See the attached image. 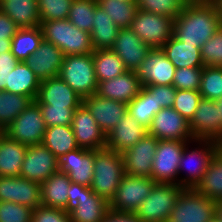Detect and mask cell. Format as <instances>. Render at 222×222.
I'll return each instance as SVG.
<instances>
[{"label": "cell", "instance_id": "obj_1", "mask_svg": "<svg viewBox=\"0 0 222 222\" xmlns=\"http://www.w3.org/2000/svg\"><path fill=\"white\" fill-rule=\"evenodd\" d=\"M220 25L221 18L212 0L185 2L174 20L173 35L186 44L201 48Z\"/></svg>", "mask_w": 222, "mask_h": 222}, {"label": "cell", "instance_id": "obj_2", "mask_svg": "<svg viewBox=\"0 0 222 222\" xmlns=\"http://www.w3.org/2000/svg\"><path fill=\"white\" fill-rule=\"evenodd\" d=\"M222 145L213 140L194 139L183 149L178 168V184L183 189H195L204 177L209 162Z\"/></svg>", "mask_w": 222, "mask_h": 222}, {"label": "cell", "instance_id": "obj_3", "mask_svg": "<svg viewBox=\"0 0 222 222\" xmlns=\"http://www.w3.org/2000/svg\"><path fill=\"white\" fill-rule=\"evenodd\" d=\"M40 27L44 40L59 47L64 56L95 51L90 33L74 26L68 19L41 22Z\"/></svg>", "mask_w": 222, "mask_h": 222}, {"label": "cell", "instance_id": "obj_4", "mask_svg": "<svg viewBox=\"0 0 222 222\" xmlns=\"http://www.w3.org/2000/svg\"><path fill=\"white\" fill-rule=\"evenodd\" d=\"M93 172L91 190L110 202L126 174L122 154L106 148L94 151Z\"/></svg>", "mask_w": 222, "mask_h": 222}, {"label": "cell", "instance_id": "obj_5", "mask_svg": "<svg viewBox=\"0 0 222 222\" xmlns=\"http://www.w3.org/2000/svg\"><path fill=\"white\" fill-rule=\"evenodd\" d=\"M59 77L65 81L82 99L97 91L93 53L64 56Z\"/></svg>", "mask_w": 222, "mask_h": 222}, {"label": "cell", "instance_id": "obj_6", "mask_svg": "<svg viewBox=\"0 0 222 222\" xmlns=\"http://www.w3.org/2000/svg\"><path fill=\"white\" fill-rule=\"evenodd\" d=\"M182 190L179 184L155 183L135 215L141 222H167Z\"/></svg>", "mask_w": 222, "mask_h": 222}, {"label": "cell", "instance_id": "obj_7", "mask_svg": "<svg viewBox=\"0 0 222 222\" xmlns=\"http://www.w3.org/2000/svg\"><path fill=\"white\" fill-rule=\"evenodd\" d=\"M216 214V200L199 194L195 189H183L167 222H210Z\"/></svg>", "mask_w": 222, "mask_h": 222}, {"label": "cell", "instance_id": "obj_8", "mask_svg": "<svg viewBox=\"0 0 222 222\" xmlns=\"http://www.w3.org/2000/svg\"><path fill=\"white\" fill-rule=\"evenodd\" d=\"M155 183L152 177H139L126 173L109 202L110 210L135 214Z\"/></svg>", "mask_w": 222, "mask_h": 222}, {"label": "cell", "instance_id": "obj_9", "mask_svg": "<svg viewBox=\"0 0 222 222\" xmlns=\"http://www.w3.org/2000/svg\"><path fill=\"white\" fill-rule=\"evenodd\" d=\"M129 28L151 49L162 48L173 36L174 20L138 9Z\"/></svg>", "mask_w": 222, "mask_h": 222}, {"label": "cell", "instance_id": "obj_10", "mask_svg": "<svg viewBox=\"0 0 222 222\" xmlns=\"http://www.w3.org/2000/svg\"><path fill=\"white\" fill-rule=\"evenodd\" d=\"M46 125L39 105L33 101L6 128L5 134L26 146L41 144Z\"/></svg>", "mask_w": 222, "mask_h": 222}, {"label": "cell", "instance_id": "obj_11", "mask_svg": "<svg viewBox=\"0 0 222 222\" xmlns=\"http://www.w3.org/2000/svg\"><path fill=\"white\" fill-rule=\"evenodd\" d=\"M189 141L158 140L151 177L156 183L178 184V168Z\"/></svg>", "mask_w": 222, "mask_h": 222}, {"label": "cell", "instance_id": "obj_12", "mask_svg": "<svg viewBox=\"0 0 222 222\" xmlns=\"http://www.w3.org/2000/svg\"><path fill=\"white\" fill-rule=\"evenodd\" d=\"M58 171L59 159L43 143L27 147L20 177L41 184Z\"/></svg>", "mask_w": 222, "mask_h": 222}, {"label": "cell", "instance_id": "obj_13", "mask_svg": "<svg viewBox=\"0 0 222 222\" xmlns=\"http://www.w3.org/2000/svg\"><path fill=\"white\" fill-rule=\"evenodd\" d=\"M189 128L193 139L213 140L222 145L221 118L215 100L200 99Z\"/></svg>", "mask_w": 222, "mask_h": 222}, {"label": "cell", "instance_id": "obj_14", "mask_svg": "<svg viewBox=\"0 0 222 222\" xmlns=\"http://www.w3.org/2000/svg\"><path fill=\"white\" fill-rule=\"evenodd\" d=\"M147 133L158 140L192 141L189 121L173 108H162L154 118Z\"/></svg>", "mask_w": 222, "mask_h": 222}, {"label": "cell", "instance_id": "obj_15", "mask_svg": "<svg viewBox=\"0 0 222 222\" xmlns=\"http://www.w3.org/2000/svg\"><path fill=\"white\" fill-rule=\"evenodd\" d=\"M176 68L161 48L150 49L135 71L142 86L172 85Z\"/></svg>", "mask_w": 222, "mask_h": 222}, {"label": "cell", "instance_id": "obj_16", "mask_svg": "<svg viewBox=\"0 0 222 222\" xmlns=\"http://www.w3.org/2000/svg\"><path fill=\"white\" fill-rule=\"evenodd\" d=\"M71 126L80 148L98 151L106 147L105 133L83 103L74 111Z\"/></svg>", "mask_w": 222, "mask_h": 222}, {"label": "cell", "instance_id": "obj_17", "mask_svg": "<svg viewBox=\"0 0 222 222\" xmlns=\"http://www.w3.org/2000/svg\"><path fill=\"white\" fill-rule=\"evenodd\" d=\"M157 146L158 139L146 133L135 145L122 152L125 172L133 176L151 177Z\"/></svg>", "mask_w": 222, "mask_h": 222}, {"label": "cell", "instance_id": "obj_18", "mask_svg": "<svg viewBox=\"0 0 222 222\" xmlns=\"http://www.w3.org/2000/svg\"><path fill=\"white\" fill-rule=\"evenodd\" d=\"M0 201L18 203L36 209L42 205L40 183L20 176H0Z\"/></svg>", "mask_w": 222, "mask_h": 222}, {"label": "cell", "instance_id": "obj_19", "mask_svg": "<svg viewBox=\"0 0 222 222\" xmlns=\"http://www.w3.org/2000/svg\"><path fill=\"white\" fill-rule=\"evenodd\" d=\"M37 104L53 107L78 108L83 99L59 76L40 81Z\"/></svg>", "mask_w": 222, "mask_h": 222}, {"label": "cell", "instance_id": "obj_20", "mask_svg": "<svg viewBox=\"0 0 222 222\" xmlns=\"http://www.w3.org/2000/svg\"><path fill=\"white\" fill-rule=\"evenodd\" d=\"M83 104L96 120L100 129L107 135L127 114V104L108 98H103L96 93L84 98Z\"/></svg>", "mask_w": 222, "mask_h": 222}, {"label": "cell", "instance_id": "obj_21", "mask_svg": "<svg viewBox=\"0 0 222 222\" xmlns=\"http://www.w3.org/2000/svg\"><path fill=\"white\" fill-rule=\"evenodd\" d=\"M151 48L129 27L118 30L111 50L122 60L127 71H136Z\"/></svg>", "mask_w": 222, "mask_h": 222}, {"label": "cell", "instance_id": "obj_22", "mask_svg": "<svg viewBox=\"0 0 222 222\" xmlns=\"http://www.w3.org/2000/svg\"><path fill=\"white\" fill-rule=\"evenodd\" d=\"M94 151L77 148L59 159V171L65 172L71 182L91 187Z\"/></svg>", "mask_w": 222, "mask_h": 222}, {"label": "cell", "instance_id": "obj_23", "mask_svg": "<svg viewBox=\"0 0 222 222\" xmlns=\"http://www.w3.org/2000/svg\"><path fill=\"white\" fill-rule=\"evenodd\" d=\"M64 54L54 44L42 40L39 48L25 61L40 80L59 76Z\"/></svg>", "mask_w": 222, "mask_h": 222}, {"label": "cell", "instance_id": "obj_24", "mask_svg": "<svg viewBox=\"0 0 222 222\" xmlns=\"http://www.w3.org/2000/svg\"><path fill=\"white\" fill-rule=\"evenodd\" d=\"M146 133L147 128L127 112L106 135L105 148L121 154L140 141Z\"/></svg>", "mask_w": 222, "mask_h": 222}, {"label": "cell", "instance_id": "obj_25", "mask_svg": "<svg viewBox=\"0 0 222 222\" xmlns=\"http://www.w3.org/2000/svg\"><path fill=\"white\" fill-rule=\"evenodd\" d=\"M142 84L134 71L98 83L96 94L129 104L140 92Z\"/></svg>", "mask_w": 222, "mask_h": 222}, {"label": "cell", "instance_id": "obj_26", "mask_svg": "<svg viewBox=\"0 0 222 222\" xmlns=\"http://www.w3.org/2000/svg\"><path fill=\"white\" fill-rule=\"evenodd\" d=\"M109 210V202L105 198L85 187L78 206L69 214L72 222H102Z\"/></svg>", "mask_w": 222, "mask_h": 222}, {"label": "cell", "instance_id": "obj_27", "mask_svg": "<svg viewBox=\"0 0 222 222\" xmlns=\"http://www.w3.org/2000/svg\"><path fill=\"white\" fill-rule=\"evenodd\" d=\"M0 11L8 15L19 28L41 25L37 0H0Z\"/></svg>", "mask_w": 222, "mask_h": 222}, {"label": "cell", "instance_id": "obj_28", "mask_svg": "<svg viewBox=\"0 0 222 222\" xmlns=\"http://www.w3.org/2000/svg\"><path fill=\"white\" fill-rule=\"evenodd\" d=\"M166 57L175 66V68L191 67L203 68L204 64L201 58L199 47L186 44L177 39L174 35L161 48Z\"/></svg>", "mask_w": 222, "mask_h": 222}, {"label": "cell", "instance_id": "obj_29", "mask_svg": "<svg viewBox=\"0 0 222 222\" xmlns=\"http://www.w3.org/2000/svg\"><path fill=\"white\" fill-rule=\"evenodd\" d=\"M40 86V80L35 76L28 64L19 61L16 67L9 72L5 90L9 93L28 96L35 101Z\"/></svg>", "mask_w": 222, "mask_h": 222}, {"label": "cell", "instance_id": "obj_30", "mask_svg": "<svg viewBox=\"0 0 222 222\" xmlns=\"http://www.w3.org/2000/svg\"><path fill=\"white\" fill-rule=\"evenodd\" d=\"M71 180L65 172H55L41 186L42 205L64 209L68 202V188Z\"/></svg>", "mask_w": 222, "mask_h": 222}, {"label": "cell", "instance_id": "obj_31", "mask_svg": "<svg viewBox=\"0 0 222 222\" xmlns=\"http://www.w3.org/2000/svg\"><path fill=\"white\" fill-rule=\"evenodd\" d=\"M27 147L5 134L0 142V176H20Z\"/></svg>", "mask_w": 222, "mask_h": 222}, {"label": "cell", "instance_id": "obj_32", "mask_svg": "<svg viewBox=\"0 0 222 222\" xmlns=\"http://www.w3.org/2000/svg\"><path fill=\"white\" fill-rule=\"evenodd\" d=\"M93 17V28L90 32L93 48L95 50L111 49L120 28L99 5L95 8Z\"/></svg>", "mask_w": 222, "mask_h": 222}, {"label": "cell", "instance_id": "obj_33", "mask_svg": "<svg viewBox=\"0 0 222 222\" xmlns=\"http://www.w3.org/2000/svg\"><path fill=\"white\" fill-rule=\"evenodd\" d=\"M195 190L209 199L222 200V146L213 155Z\"/></svg>", "mask_w": 222, "mask_h": 222}, {"label": "cell", "instance_id": "obj_34", "mask_svg": "<svg viewBox=\"0 0 222 222\" xmlns=\"http://www.w3.org/2000/svg\"><path fill=\"white\" fill-rule=\"evenodd\" d=\"M42 143L58 159L69 151L79 148L71 125L46 127Z\"/></svg>", "mask_w": 222, "mask_h": 222}, {"label": "cell", "instance_id": "obj_35", "mask_svg": "<svg viewBox=\"0 0 222 222\" xmlns=\"http://www.w3.org/2000/svg\"><path fill=\"white\" fill-rule=\"evenodd\" d=\"M40 26L19 28L11 40V53L18 61H26L40 46L43 40Z\"/></svg>", "mask_w": 222, "mask_h": 222}, {"label": "cell", "instance_id": "obj_36", "mask_svg": "<svg viewBox=\"0 0 222 222\" xmlns=\"http://www.w3.org/2000/svg\"><path fill=\"white\" fill-rule=\"evenodd\" d=\"M93 62L98 83L113 79L127 71L120 57L111 49L95 50Z\"/></svg>", "mask_w": 222, "mask_h": 222}, {"label": "cell", "instance_id": "obj_37", "mask_svg": "<svg viewBox=\"0 0 222 222\" xmlns=\"http://www.w3.org/2000/svg\"><path fill=\"white\" fill-rule=\"evenodd\" d=\"M163 107L157 106L155 94H150L144 87L139 94L127 104V112L140 124L148 128L154 118Z\"/></svg>", "mask_w": 222, "mask_h": 222}, {"label": "cell", "instance_id": "obj_38", "mask_svg": "<svg viewBox=\"0 0 222 222\" xmlns=\"http://www.w3.org/2000/svg\"><path fill=\"white\" fill-rule=\"evenodd\" d=\"M97 3L120 29L130 27L138 11L136 0H97Z\"/></svg>", "mask_w": 222, "mask_h": 222}, {"label": "cell", "instance_id": "obj_39", "mask_svg": "<svg viewBox=\"0 0 222 222\" xmlns=\"http://www.w3.org/2000/svg\"><path fill=\"white\" fill-rule=\"evenodd\" d=\"M33 102L28 96L0 91V126L6 128Z\"/></svg>", "mask_w": 222, "mask_h": 222}, {"label": "cell", "instance_id": "obj_40", "mask_svg": "<svg viewBox=\"0 0 222 222\" xmlns=\"http://www.w3.org/2000/svg\"><path fill=\"white\" fill-rule=\"evenodd\" d=\"M97 0H73L68 20L81 30L91 32Z\"/></svg>", "mask_w": 222, "mask_h": 222}, {"label": "cell", "instance_id": "obj_41", "mask_svg": "<svg viewBox=\"0 0 222 222\" xmlns=\"http://www.w3.org/2000/svg\"><path fill=\"white\" fill-rule=\"evenodd\" d=\"M199 93L202 98L217 100L222 97V67L204 66L202 68Z\"/></svg>", "mask_w": 222, "mask_h": 222}, {"label": "cell", "instance_id": "obj_42", "mask_svg": "<svg viewBox=\"0 0 222 222\" xmlns=\"http://www.w3.org/2000/svg\"><path fill=\"white\" fill-rule=\"evenodd\" d=\"M138 9L160 14L175 20L181 12L185 0H136Z\"/></svg>", "mask_w": 222, "mask_h": 222}, {"label": "cell", "instance_id": "obj_43", "mask_svg": "<svg viewBox=\"0 0 222 222\" xmlns=\"http://www.w3.org/2000/svg\"><path fill=\"white\" fill-rule=\"evenodd\" d=\"M41 22L68 19L73 0H37Z\"/></svg>", "mask_w": 222, "mask_h": 222}, {"label": "cell", "instance_id": "obj_44", "mask_svg": "<svg viewBox=\"0 0 222 222\" xmlns=\"http://www.w3.org/2000/svg\"><path fill=\"white\" fill-rule=\"evenodd\" d=\"M204 66L222 67V25L200 48Z\"/></svg>", "mask_w": 222, "mask_h": 222}, {"label": "cell", "instance_id": "obj_45", "mask_svg": "<svg viewBox=\"0 0 222 222\" xmlns=\"http://www.w3.org/2000/svg\"><path fill=\"white\" fill-rule=\"evenodd\" d=\"M201 95L197 90H177L173 109L190 121L198 107Z\"/></svg>", "mask_w": 222, "mask_h": 222}, {"label": "cell", "instance_id": "obj_46", "mask_svg": "<svg viewBox=\"0 0 222 222\" xmlns=\"http://www.w3.org/2000/svg\"><path fill=\"white\" fill-rule=\"evenodd\" d=\"M46 127L71 125L74 111L77 108L53 107L46 104H38Z\"/></svg>", "mask_w": 222, "mask_h": 222}, {"label": "cell", "instance_id": "obj_47", "mask_svg": "<svg viewBox=\"0 0 222 222\" xmlns=\"http://www.w3.org/2000/svg\"><path fill=\"white\" fill-rule=\"evenodd\" d=\"M201 75L202 68H176L172 85L176 88V90L199 91Z\"/></svg>", "mask_w": 222, "mask_h": 222}, {"label": "cell", "instance_id": "obj_48", "mask_svg": "<svg viewBox=\"0 0 222 222\" xmlns=\"http://www.w3.org/2000/svg\"><path fill=\"white\" fill-rule=\"evenodd\" d=\"M32 212L26 205L0 201V222H31Z\"/></svg>", "mask_w": 222, "mask_h": 222}, {"label": "cell", "instance_id": "obj_49", "mask_svg": "<svg viewBox=\"0 0 222 222\" xmlns=\"http://www.w3.org/2000/svg\"><path fill=\"white\" fill-rule=\"evenodd\" d=\"M31 222H72L70 214L63 209L38 206L33 209Z\"/></svg>", "mask_w": 222, "mask_h": 222}, {"label": "cell", "instance_id": "obj_50", "mask_svg": "<svg viewBox=\"0 0 222 222\" xmlns=\"http://www.w3.org/2000/svg\"><path fill=\"white\" fill-rule=\"evenodd\" d=\"M150 94H155L157 106L163 108H172L176 96V88L173 85H150L142 86Z\"/></svg>", "mask_w": 222, "mask_h": 222}, {"label": "cell", "instance_id": "obj_51", "mask_svg": "<svg viewBox=\"0 0 222 222\" xmlns=\"http://www.w3.org/2000/svg\"><path fill=\"white\" fill-rule=\"evenodd\" d=\"M18 29L15 22L0 11V40H12Z\"/></svg>", "mask_w": 222, "mask_h": 222}, {"label": "cell", "instance_id": "obj_52", "mask_svg": "<svg viewBox=\"0 0 222 222\" xmlns=\"http://www.w3.org/2000/svg\"><path fill=\"white\" fill-rule=\"evenodd\" d=\"M86 186L78 184V183H70V187L68 188V202L66 207L63 209L65 212L70 213L78 206V199L83 195V189Z\"/></svg>", "mask_w": 222, "mask_h": 222}, {"label": "cell", "instance_id": "obj_53", "mask_svg": "<svg viewBox=\"0 0 222 222\" xmlns=\"http://www.w3.org/2000/svg\"><path fill=\"white\" fill-rule=\"evenodd\" d=\"M102 222H141L133 213H120L109 210Z\"/></svg>", "mask_w": 222, "mask_h": 222}, {"label": "cell", "instance_id": "obj_54", "mask_svg": "<svg viewBox=\"0 0 222 222\" xmlns=\"http://www.w3.org/2000/svg\"><path fill=\"white\" fill-rule=\"evenodd\" d=\"M18 62L11 52L0 53V67L15 68Z\"/></svg>", "mask_w": 222, "mask_h": 222}, {"label": "cell", "instance_id": "obj_55", "mask_svg": "<svg viewBox=\"0 0 222 222\" xmlns=\"http://www.w3.org/2000/svg\"><path fill=\"white\" fill-rule=\"evenodd\" d=\"M14 68L0 67V91L5 90L6 84L8 83L9 72Z\"/></svg>", "mask_w": 222, "mask_h": 222}, {"label": "cell", "instance_id": "obj_56", "mask_svg": "<svg viewBox=\"0 0 222 222\" xmlns=\"http://www.w3.org/2000/svg\"><path fill=\"white\" fill-rule=\"evenodd\" d=\"M11 52V40H0V53Z\"/></svg>", "mask_w": 222, "mask_h": 222}, {"label": "cell", "instance_id": "obj_57", "mask_svg": "<svg viewBox=\"0 0 222 222\" xmlns=\"http://www.w3.org/2000/svg\"><path fill=\"white\" fill-rule=\"evenodd\" d=\"M216 5L217 12L220 15L221 22H222V0H212Z\"/></svg>", "mask_w": 222, "mask_h": 222}, {"label": "cell", "instance_id": "obj_58", "mask_svg": "<svg viewBox=\"0 0 222 222\" xmlns=\"http://www.w3.org/2000/svg\"><path fill=\"white\" fill-rule=\"evenodd\" d=\"M216 104L219 110V114L221 118V127H222V97L216 100Z\"/></svg>", "mask_w": 222, "mask_h": 222}, {"label": "cell", "instance_id": "obj_59", "mask_svg": "<svg viewBox=\"0 0 222 222\" xmlns=\"http://www.w3.org/2000/svg\"><path fill=\"white\" fill-rule=\"evenodd\" d=\"M217 214L222 219V200L217 201Z\"/></svg>", "mask_w": 222, "mask_h": 222}, {"label": "cell", "instance_id": "obj_60", "mask_svg": "<svg viewBox=\"0 0 222 222\" xmlns=\"http://www.w3.org/2000/svg\"><path fill=\"white\" fill-rule=\"evenodd\" d=\"M210 222H222V219L219 217L218 214H216V216H214Z\"/></svg>", "mask_w": 222, "mask_h": 222}, {"label": "cell", "instance_id": "obj_61", "mask_svg": "<svg viewBox=\"0 0 222 222\" xmlns=\"http://www.w3.org/2000/svg\"><path fill=\"white\" fill-rule=\"evenodd\" d=\"M4 136H5V128L0 126V142Z\"/></svg>", "mask_w": 222, "mask_h": 222}, {"label": "cell", "instance_id": "obj_62", "mask_svg": "<svg viewBox=\"0 0 222 222\" xmlns=\"http://www.w3.org/2000/svg\"><path fill=\"white\" fill-rule=\"evenodd\" d=\"M186 2H193V1H204V0H185Z\"/></svg>", "mask_w": 222, "mask_h": 222}]
</instances>
